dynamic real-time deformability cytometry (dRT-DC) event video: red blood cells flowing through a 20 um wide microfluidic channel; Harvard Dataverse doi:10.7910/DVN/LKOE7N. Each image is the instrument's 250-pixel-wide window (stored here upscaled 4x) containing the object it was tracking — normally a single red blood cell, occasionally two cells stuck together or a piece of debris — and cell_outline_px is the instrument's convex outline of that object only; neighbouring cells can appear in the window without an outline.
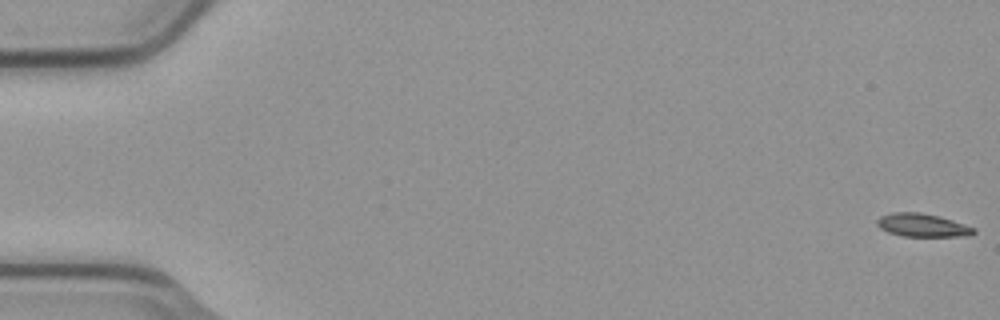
{"species": "common noctule bat (a hibernating species)", "species_latin": "Nyctalus noctula", "temperature_condition": "cold", "stored_images_in_passage": 14, "camera_frame_rate_fps": 3000, "um_per_image_px": 0.085, "animal": {"sex": "male", "body_mass_g": 23.1, "forearm_length_mm": 52.7}, "frame": {"image": 1, "passage_image": 1, "time_ms": 0.0, "image_size_px": [1000, 320], "cell_outline_px": [[976, 232], [972, 236], [904, 236], [888, 232], [880, 228], [876, 224], [876, 220], [880, 216], [892, 212], [920, 212], [940, 216], [976, 228]], "centroid_in_image_um": [78.42, 19.14], "position_along_channel_um": 6.6, "area_um2": 13.18}}